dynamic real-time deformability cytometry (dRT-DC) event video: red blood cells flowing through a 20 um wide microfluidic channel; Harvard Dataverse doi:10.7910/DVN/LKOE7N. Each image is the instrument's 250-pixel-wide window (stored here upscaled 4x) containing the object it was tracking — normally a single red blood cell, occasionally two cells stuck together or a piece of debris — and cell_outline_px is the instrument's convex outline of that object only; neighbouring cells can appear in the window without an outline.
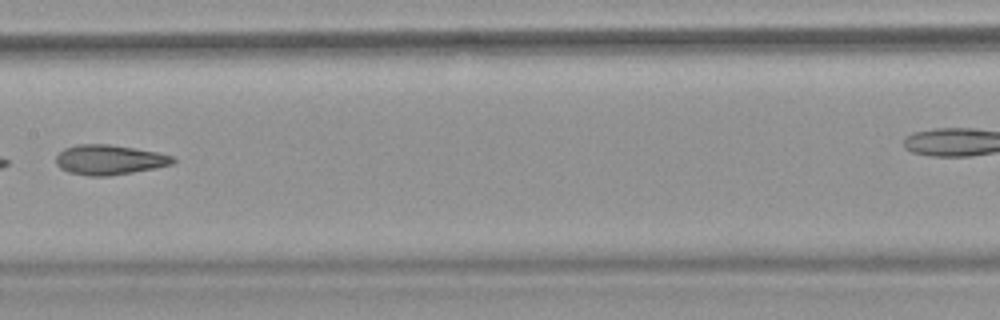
{"species": "common noctule bat (a hibernating species)", "species_latin": "Nyctalus noctula", "temperature_condition": "warm", "stored_images_in_passage": 8, "camera_frame_rate_fps": 3000, "um_per_image_px": 0.085, "animal": {"sex": "female", "body_mass_g": 18.4}, "frame": {"image": 1, "passage_image": 7, "time_ms": 8.0, "image_size_px": [1000, 320], "cell_outline_px": [[176, 160], [172, 164], [156, 168], [108, 176], [88, 176], [68, 172], [60, 168], [56, 164], [56, 156], [64, 148], [80, 144], [108, 144], [136, 148], [176, 156]], "centroid_in_image_um": [9.31, 13.58], "position_along_channel_um": 198.1, "area_um2": 20.46}}